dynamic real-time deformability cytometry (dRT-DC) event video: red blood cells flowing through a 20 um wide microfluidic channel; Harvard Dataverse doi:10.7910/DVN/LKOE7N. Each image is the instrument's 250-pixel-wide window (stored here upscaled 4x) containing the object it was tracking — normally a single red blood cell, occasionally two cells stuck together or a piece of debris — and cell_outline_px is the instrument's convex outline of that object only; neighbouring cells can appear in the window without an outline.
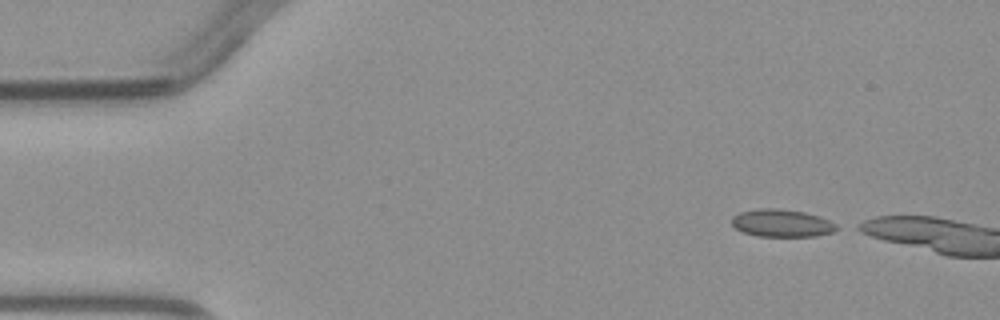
{"species": "common noctule bat (a hibernating species)", "species_latin": "Nyctalus noctula", "temperature_condition": "warm", "stored_images_in_passage": 4, "camera_frame_rate_fps": 3000, "um_per_image_px": 0.085, "animal": {"sex": "male", "body_mass_g": 23.1, "forearm_length_mm": 52.7}, "frame": {"image": 1, "passage_image": 1, "time_ms": 0.0, "image_size_px": [1000, 320], "cell_outline_px": [[840, 228], [832, 232], [816, 236], [756, 236], [744, 232], [736, 228], [732, 224], [732, 216], [740, 212], [760, 208], [776, 208], [804, 212], [820, 216], [836, 224]], "centroid_in_image_um": [66.46, 18.96], "position_along_channel_um": 18.5, "area_um2": 16.82}}